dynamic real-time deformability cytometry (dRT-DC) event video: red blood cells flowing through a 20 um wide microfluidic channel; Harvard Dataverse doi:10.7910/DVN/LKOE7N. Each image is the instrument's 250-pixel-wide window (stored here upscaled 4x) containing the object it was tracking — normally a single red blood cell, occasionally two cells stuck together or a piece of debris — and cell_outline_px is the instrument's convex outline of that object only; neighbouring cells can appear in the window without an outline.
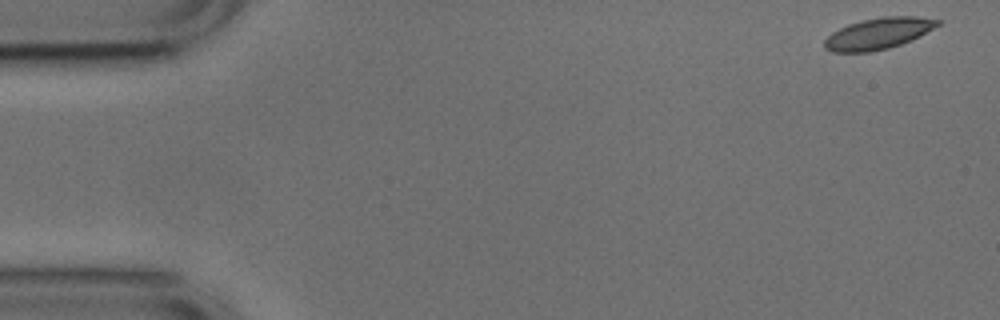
{"species": "common noctule bat (a hibernating species)", "species_latin": "Nyctalus noctula", "temperature_condition": "cold", "stored_images_in_passage": 52, "camera_frame_rate_fps": 3000, "um_per_image_px": 0.085, "animal": {"sex": "male", "body_mass_g": 17.9, "forearm_length_mm": 54.2}, "frame": {"image": 1, "passage_image": 1, "time_ms": 0.0, "image_size_px": [1000, 320], "cell_outline_px": [[944, 20], [940, 24], [912, 40], [888, 48], [872, 52], [832, 52], [824, 48], [824, 40], [832, 32], [848, 24], [860, 20], [884, 16], [916, 16]], "centroid_in_image_um": [74.66, 2.84], "position_along_channel_um": 10.3, "area_um2": 20.75}}
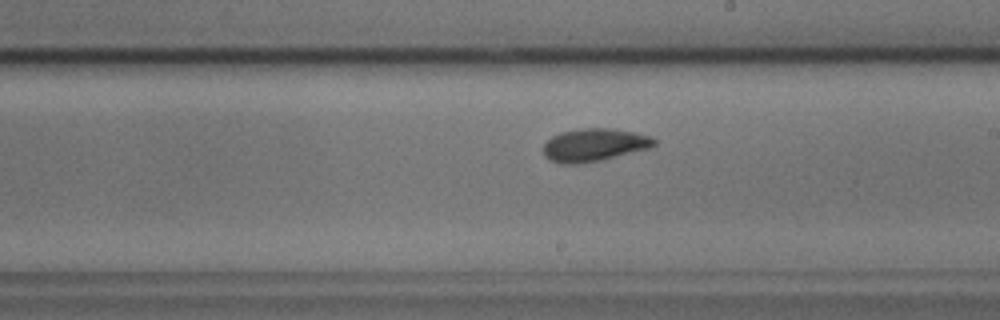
{"frame": {"image": 2, "passage_image": 29, "time_ms": 9.333, "image_size_px": [1000, 320], "cell_outline_px": [[656, 144], [648, 148], [600, 160], [576, 164], [560, 164], [548, 160], [544, 156], [544, 144], [552, 136], [560, 132], [584, 128], [608, 128], [632, 132], [652, 136], [656, 140]], "centroid_in_image_um": [50.47, 12.32], "position_along_channel_um": 238.5, "area_um2": 21.04}}
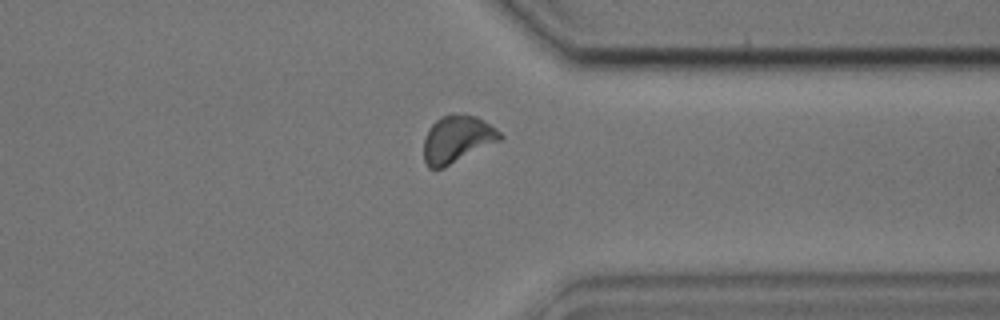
{"frame": {"image": 3, "passage_image": 40, "time_ms": 13.0, "image_size_px": [1000, 320], "cell_outline_px": [[504, 136], [500, 140], [444, 168], [428, 168], [424, 160], [424, 140], [428, 128], [440, 116], [464, 112], [476, 116], [484, 120], [496, 128]], "centroid_in_image_um": [38.85, 11.8], "position_along_channel_um": 372.5, "area_um2": 21.15}, "authors_computed_cell_mechanics": {"area_um2": 20.7502, "velocity_mm_per_s": 3.7402, "shape_relaxation_time_tau1_ms": null, "shape_relaxation_time_tau2_ms": 1.1583, "deformation_change_tau1": null, "deformation_change_tau2": 0.0375}}